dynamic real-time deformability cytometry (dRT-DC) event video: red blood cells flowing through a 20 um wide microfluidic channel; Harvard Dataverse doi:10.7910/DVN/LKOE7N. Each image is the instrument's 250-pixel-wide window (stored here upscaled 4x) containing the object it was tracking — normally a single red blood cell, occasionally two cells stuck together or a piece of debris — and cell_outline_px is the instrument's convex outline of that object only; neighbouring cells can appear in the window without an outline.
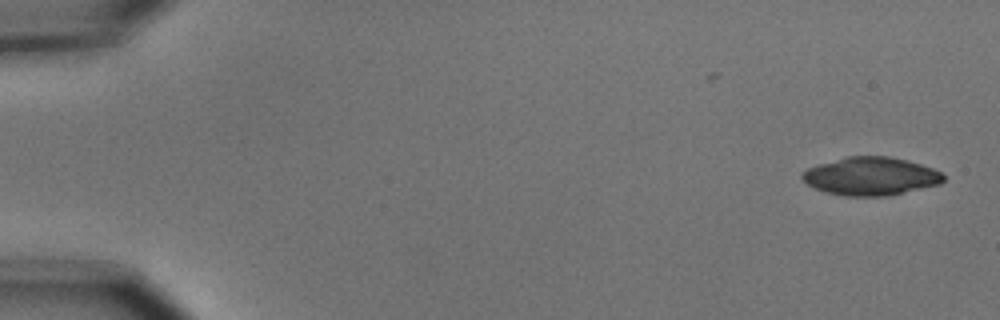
{"species": "common noctule bat (a hibernating species)", "species_latin": "Nyctalus noctula", "temperature_condition": "cold", "stored_images_in_passage": 53, "camera_frame_rate_fps": 3000, "um_per_image_px": 0.085, "animal": {"sex": "male", "body_mass_g": 15.6}, "frame": {"image": 1, "passage_image": 1, "time_ms": 0.0, "image_size_px": [1000, 320], "cell_outline_px": [[944, 180], [940, 184], [888, 196], [844, 196], [824, 192], [808, 184], [800, 176], [808, 168], [820, 164], [848, 156], [888, 156], [920, 164], [932, 168], [940, 172], [944, 176]], "centroid_in_image_um": [74.02, 14.99], "position_along_channel_um": 11.0, "area_um2": 31.1}}